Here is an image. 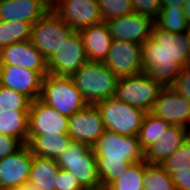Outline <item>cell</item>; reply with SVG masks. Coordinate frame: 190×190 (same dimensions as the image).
I'll use <instances>...</instances> for the list:
<instances>
[{
    "mask_svg": "<svg viewBox=\"0 0 190 190\" xmlns=\"http://www.w3.org/2000/svg\"><path fill=\"white\" fill-rule=\"evenodd\" d=\"M43 76L16 65H0V85L11 88L31 101L40 97Z\"/></svg>",
    "mask_w": 190,
    "mask_h": 190,
    "instance_id": "17",
    "label": "cell"
},
{
    "mask_svg": "<svg viewBox=\"0 0 190 190\" xmlns=\"http://www.w3.org/2000/svg\"><path fill=\"white\" fill-rule=\"evenodd\" d=\"M30 104L28 97L0 85V112L29 111Z\"/></svg>",
    "mask_w": 190,
    "mask_h": 190,
    "instance_id": "31",
    "label": "cell"
},
{
    "mask_svg": "<svg viewBox=\"0 0 190 190\" xmlns=\"http://www.w3.org/2000/svg\"><path fill=\"white\" fill-rule=\"evenodd\" d=\"M171 179L176 190H190V167L175 168Z\"/></svg>",
    "mask_w": 190,
    "mask_h": 190,
    "instance_id": "37",
    "label": "cell"
},
{
    "mask_svg": "<svg viewBox=\"0 0 190 190\" xmlns=\"http://www.w3.org/2000/svg\"><path fill=\"white\" fill-rule=\"evenodd\" d=\"M167 51L182 67L190 65V43L186 33L167 32Z\"/></svg>",
    "mask_w": 190,
    "mask_h": 190,
    "instance_id": "30",
    "label": "cell"
},
{
    "mask_svg": "<svg viewBox=\"0 0 190 190\" xmlns=\"http://www.w3.org/2000/svg\"><path fill=\"white\" fill-rule=\"evenodd\" d=\"M151 113L170 125L190 129V101L171 86L160 90Z\"/></svg>",
    "mask_w": 190,
    "mask_h": 190,
    "instance_id": "15",
    "label": "cell"
},
{
    "mask_svg": "<svg viewBox=\"0 0 190 190\" xmlns=\"http://www.w3.org/2000/svg\"><path fill=\"white\" fill-rule=\"evenodd\" d=\"M56 163L61 169L72 173L85 190H103L92 147L72 141Z\"/></svg>",
    "mask_w": 190,
    "mask_h": 190,
    "instance_id": "4",
    "label": "cell"
},
{
    "mask_svg": "<svg viewBox=\"0 0 190 190\" xmlns=\"http://www.w3.org/2000/svg\"><path fill=\"white\" fill-rule=\"evenodd\" d=\"M22 146L17 138L0 134V159L15 153Z\"/></svg>",
    "mask_w": 190,
    "mask_h": 190,
    "instance_id": "38",
    "label": "cell"
},
{
    "mask_svg": "<svg viewBox=\"0 0 190 190\" xmlns=\"http://www.w3.org/2000/svg\"><path fill=\"white\" fill-rule=\"evenodd\" d=\"M71 142L69 134L28 135L27 137V145L33 155L53 160H57L68 149Z\"/></svg>",
    "mask_w": 190,
    "mask_h": 190,
    "instance_id": "22",
    "label": "cell"
},
{
    "mask_svg": "<svg viewBox=\"0 0 190 190\" xmlns=\"http://www.w3.org/2000/svg\"><path fill=\"white\" fill-rule=\"evenodd\" d=\"M134 13L156 20L162 8L161 0H131Z\"/></svg>",
    "mask_w": 190,
    "mask_h": 190,
    "instance_id": "33",
    "label": "cell"
},
{
    "mask_svg": "<svg viewBox=\"0 0 190 190\" xmlns=\"http://www.w3.org/2000/svg\"><path fill=\"white\" fill-rule=\"evenodd\" d=\"M104 131L103 119L96 105L88 104L68 119V134L74 142L92 147Z\"/></svg>",
    "mask_w": 190,
    "mask_h": 190,
    "instance_id": "13",
    "label": "cell"
},
{
    "mask_svg": "<svg viewBox=\"0 0 190 190\" xmlns=\"http://www.w3.org/2000/svg\"><path fill=\"white\" fill-rule=\"evenodd\" d=\"M39 99L68 118L88 105L71 77L51 74L43 77Z\"/></svg>",
    "mask_w": 190,
    "mask_h": 190,
    "instance_id": "5",
    "label": "cell"
},
{
    "mask_svg": "<svg viewBox=\"0 0 190 190\" xmlns=\"http://www.w3.org/2000/svg\"><path fill=\"white\" fill-rule=\"evenodd\" d=\"M56 180V190H85L78 182L77 178L70 172L59 169Z\"/></svg>",
    "mask_w": 190,
    "mask_h": 190,
    "instance_id": "34",
    "label": "cell"
},
{
    "mask_svg": "<svg viewBox=\"0 0 190 190\" xmlns=\"http://www.w3.org/2000/svg\"><path fill=\"white\" fill-rule=\"evenodd\" d=\"M171 87L190 101V65L182 68Z\"/></svg>",
    "mask_w": 190,
    "mask_h": 190,
    "instance_id": "35",
    "label": "cell"
},
{
    "mask_svg": "<svg viewBox=\"0 0 190 190\" xmlns=\"http://www.w3.org/2000/svg\"><path fill=\"white\" fill-rule=\"evenodd\" d=\"M0 65H16L48 74L47 60L33 45L31 40L13 43L0 50Z\"/></svg>",
    "mask_w": 190,
    "mask_h": 190,
    "instance_id": "18",
    "label": "cell"
},
{
    "mask_svg": "<svg viewBox=\"0 0 190 190\" xmlns=\"http://www.w3.org/2000/svg\"><path fill=\"white\" fill-rule=\"evenodd\" d=\"M74 30L54 11L49 10L32 25V45L48 60Z\"/></svg>",
    "mask_w": 190,
    "mask_h": 190,
    "instance_id": "8",
    "label": "cell"
},
{
    "mask_svg": "<svg viewBox=\"0 0 190 190\" xmlns=\"http://www.w3.org/2000/svg\"><path fill=\"white\" fill-rule=\"evenodd\" d=\"M186 35H187V37H188V41H189V43H190V24H188V28H187V30H186Z\"/></svg>",
    "mask_w": 190,
    "mask_h": 190,
    "instance_id": "42",
    "label": "cell"
},
{
    "mask_svg": "<svg viewBox=\"0 0 190 190\" xmlns=\"http://www.w3.org/2000/svg\"><path fill=\"white\" fill-rule=\"evenodd\" d=\"M58 0H50L51 7L57 2Z\"/></svg>",
    "mask_w": 190,
    "mask_h": 190,
    "instance_id": "44",
    "label": "cell"
},
{
    "mask_svg": "<svg viewBox=\"0 0 190 190\" xmlns=\"http://www.w3.org/2000/svg\"><path fill=\"white\" fill-rule=\"evenodd\" d=\"M155 24L164 31L176 34L185 33L188 28L183 8L177 7H162Z\"/></svg>",
    "mask_w": 190,
    "mask_h": 190,
    "instance_id": "28",
    "label": "cell"
},
{
    "mask_svg": "<svg viewBox=\"0 0 190 190\" xmlns=\"http://www.w3.org/2000/svg\"><path fill=\"white\" fill-rule=\"evenodd\" d=\"M32 24L24 21H0V50L13 43L31 39Z\"/></svg>",
    "mask_w": 190,
    "mask_h": 190,
    "instance_id": "26",
    "label": "cell"
},
{
    "mask_svg": "<svg viewBox=\"0 0 190 190\" xmlns=\"http://www.w3.org/2000/svg\"><path fill=\"white\" fill-rule=\"evenodd\" d=\"M113 40H125L138 44L151 37L155 24L149 16L132 13L105 21Z\"/></svg>",
    "mask_w": 190,
    "mask_h": 190,
    "instance_id": "16",
    "label": "cell"
},
{
    "mask_svg": "<svg viewBox=\"0 0 190 190\" xmlns=\"http://www.w3.org/2000/svg\"><path fill=\"white\" fill-rule=\"evenodd\" d=\"M183 11L188 24H190V0H185V3L183 5Z\"/></svg>",
    "mask_w": 190,
    "mask_h": 190,
    "instance_id": "41",
    "label": "cell"
},
{
    "mask_svg": "<svg viewBox=\"0 0 190 190\" xmlns=\"http://www.w3.org/2000/svg\"><path fill=\"white\" fill-rule=\"evenodd\" d=\"M118 78L143 73L142 44L113 40L103 62Z\"/></svg>",
    "mask_w": 190,
    "mask_h": 190,
    "instance_id": "10",
    "label": "cell"
},
{
    "mask_svg": "<svg viewBox=\"0 0 190 190\" xmlns=\"http://www.w3.org/2000/svg\"><path fill=\"white\" fill-rule=\"evenodd\" d=\"M184 157L187 164L190 166V134L184 141Z\"/></svg>",
    "mask_w": 190,
    "mask_h": 190,
    "instance_id": "40",
    "label": "cell"
},
{
    "mask_svg": "<svg viewBox=\"0 0 190 190\" xmlns=\"http://www.w3.org/2000/svg\"><path fill=\"white\" fill-rule=\"evenodd\" d=\"M10 190H34V188H31V187H24V188H19V189H10Z\"/></svg>",
    "mask_w": 190,
    "mask_h": 190,
    "instance_id": "43",
    "label": "cell"
},
{
    "mask_svg": "<svg viewBox=\"0 0 190 190\" xmlns=\"http://www.w3.org/2000/svg\"><path fill=\"white\" fill-rule=\"evenodd\" d=\"M92 148L103 190L126 173L131 164L144 160V151L137 136L120 135L105 130Z\"/></svg>",
    "mask_w": 190,
    "mask_h": 190,
    "instance_id": "1",
    "label": "cell"
},
{
    "mask_svg": "<svg viewBox=\"0 0 190 190\" xmlns=\"http://www.w3.org/2000/svg\"><path fill=\"white\" fill-rule=\"evenodd\" d=\"M145 160L131 164L126 173L111 182L104 190H143Z\"/></svg>",
    "mask_w": 190,
    "mask_h": 190,
    "instance_id": "27",
    "label": "cell"
},
{
    "mask_svg": "<svg viewBox=\"0 0 190 190\" xmlns=\"http://www.w3.org/2000/svg\"><path fill=\"white\" fill-rule=\"evenodd\" d=\"M32 160L33 153L27 144L15 153L0 159V190L26 187Z\"/></svg>",
    "mask_w": 190,
    "mask_h": 190,
    "instance_id": "11",
    "label": "cell"
},
{
    "mask_svg": "<svg viewBox=\"0 0 190 190\" xmlns=\"http://www.w3.org/2000/svg\"><path fill=\"white\" fill-rule=\"evenodd\" d=\"M169 126V123L161 118H158L151 112L146 113L137 135L141 149L145 152L157 140H160L161 136L165 134V131L169 128Z\"/></svg>",
    "mask_w": 190,
    "mask_h": 190,
    "instance_id": "25",
    "label": "cell"
},
{
    "mask_svg": "<svg viewBox=\"0 0 190 190\" xmlns=\"http://www.w3.org/2000/svg\"><path fill=\"white\" fill-rule=\"evenodd\" d=\"M71 78L90 105L115 95L118 77L103 62L87 61Z\"/></svg>",
    "mask_w": 190,
    "mask_h": 190,
    "instance_id": "3",
    "label": "cell"
},
{
    "mask_svg": "<svg viewBox=\"0 0 190 190\" xmlns=\"http://www.w3.org/2000/svg\"><path fill=\"white\" fill-rule=\"evenodd\" d=\"M103 21L134 13L131 0H97Z\"/></svg>",
    "mask_w": 190,
    "mask_h": 190,
    "instance_id": "32",
    "label": "cell"
},
{
    "mask_svg": "<svg viewBox=\"0 0 190 190\" xmlns=\"http://www.w3.org/2000/svg\"><path fill=\"white\" fill-rule=\"evenodd\" d=\"M52 10L74 31L103 21L97 0H58Z\"/></svg>",
    "mask_w": 190,
    "mask_h": 190,
    "instance_id": "12",
    "label": "cell"
},
{
    "mask_svg": "<svg viewBox=\"0 0 190 190\" xmlns=\"http://www.w3.org/2000/svg\"><path fill=\"white\" fill-rule=\"evenodd\" d=\"M51 9L50 0H0V21H24L33 25Z\"/></svg>",
    "mask_w": 190,
    "mask_h": 190,
    "instance_id": "19",
    "label": "cell"
},
{
    "mask_svg": "<svg viewBox=\"0 0 190 190\" xmlns=\"http://www.w3.org/2000/svg\"><path fill=\"white\" fill-rule=\"evenodd\" d=\"M101 113L105 130L120 135L137 136L146 114L142 109L133 107L115 97L95 104Z\"/></svg>",
    "mask_w": 190,
    "mask_h": 190,
    "instance_id": "6",
    "label": "cell"
},
{
    "mask_svg": "<svg viewBox=\"0 0 190 190\" xmlns=\"http://www.w3.org/2000/svg\"><path fill=\"white\" fill-rule=\"evenodd\" d=\"M59 169L56 160L33 155L27 186L39 190H56L55 177Z\"/></svg>",
    "mask_w": 190,
    "mask_h": 190,
    "instance_id": "23",
    "label": "cell"
},
{
    "mask_svg": "<svg viewBox=\"0 0 190 190\" xmlns=\"http://www.w3.org/2000/svg\"><path fill=\"white\" fill-rule=\"evenodd\" d=\"M87 61L80 32L74 31L58 51L47 60L48 74L71 77Z\"/></svg>",
    "mask_w": 190,
    "mask_h": 190,
    "instance_id": "9",
    "label": "cell"
},
{
    "mask_svg": "<svg viewBox=\"0 0 190 190\" xmlns=\"http://www.w3.org/2000/svg\"><path fill=\"white\" fill-rule=\"evenodd\" d=\"M190 129L170 125L161 136L150 148L144 152V160L148 164H162L164 160L169 158L189 136Z\"/></svg>",
    "mask_w": 190,
    "mask_h": 190,
    "instance_id": "20",
    "label": "cell"
},
{
    "mask_svg": "<svg viewBox=\"0 0 190 190\" xmlns=\"http://www.w3.org/2000/svg\"><path fill=\"white\" fill-rule=\"evenodd\" d=\"M143 72L163 87L171 86L182 66L167 51V31L153 25L149 39L142 43Z\"/></svg>",
    "mask_w": 190,
    "mask_h": 190,
    "instance_id": "2",
    "label": "cell"
},
{
    "mask_svg": "<svg viewBox=\"0 0 190 190\" xmlns=\"http://www.w3.org/2000/svg\"><path fill=\"white\" fill-rule=\"evenodd\" d=\"M68 119L38 98L30 104L28 135L68 134Z\"/></svg>",
    "mask_w": 190,
    "mask_h": 190,
    "instance_id": "14",
    "label": "cell"
},
{
    "mask_svg": "<svg viewBox=\"0 0 190 190\" xmlns=\"http://www.w3.org/2000/svg\"><path fill=\"white\" fill-rule=\"evenodd\" d=\"M29 111L0 112V134L27 144Z\"/></svg>",
    "mask_w": 190,
    "mask_h": 190,
    "instance_id": "24",
    "label": "cell"
},
{
    "mask_svg": "<svg viewBox=\"0 0 190 190\" xmlns=\"http://www.w3.org/2000/svg\"><path fill=\"white\" fill-rule=\"evenodd\" d=\"M162 88L160 83L143 72L134 76L118 78L114 97L149 113Z\"/></svg>",
    "mask_w": 190,
    "mask_h": 190,
    "instance_id": "7",
    "label": "cell"
},
{
    "mask_svg": "<svg viewBox=\"0 0 190 190\" xmlns=\"http://www.w3.org/2000/svg\"><path fill=\"white\" fill-rule=\"evenodd\" d=\"M161 166L170 175L175 172V168L190 167L184 157V142L169 158L164 160Z\"/></svg>",
    "mask_w": 190,
    "mask_h": 190,
    "instance_id": "36",
    "label": "cell"
},
{
    "mask_svg": "<svg viewBox=\"0 0 190 190\" xmlns=\"http://www.w3.org/2000/svg\"><path fill=\"white\" fill-rule=\"evenodd\" d=\"M88 61L104 62L112 44V37L105 21L81 29Z\"/></svg>",
    "mask_w": 190,
    "mask_h": 190,
    "instance_id": "21",
    "label": "cell"
},
{
    "mask_svg": "<svg viewBox=\"0 0 190 190\" xmlns=\"http://www.w3.org/2000/svg\"><path fill=\"white\" fill-rule=\"evenodd\" d=\"M143 190H176L171 175L160 164L145 162Z\"/></svg>",
    "mask_w": 190,
    "mask_h": 190,
    "instance_id": "29",
    "label": "cell"
},
{
    "mask_svg": "<svg viewBox=\"0 0 190 190\" xmlns=\"http://www.w3.org/2000/svg\"><path fill=\"white\" fill-rule=\"evenodd\" d=\"M162 7L183 8L185 0H161Z\"/></svg>",
    "mask_w": 190,
    "mask_h": 190,
    "instance_id": "39",
    "label": "cell"
}]
</instances>
